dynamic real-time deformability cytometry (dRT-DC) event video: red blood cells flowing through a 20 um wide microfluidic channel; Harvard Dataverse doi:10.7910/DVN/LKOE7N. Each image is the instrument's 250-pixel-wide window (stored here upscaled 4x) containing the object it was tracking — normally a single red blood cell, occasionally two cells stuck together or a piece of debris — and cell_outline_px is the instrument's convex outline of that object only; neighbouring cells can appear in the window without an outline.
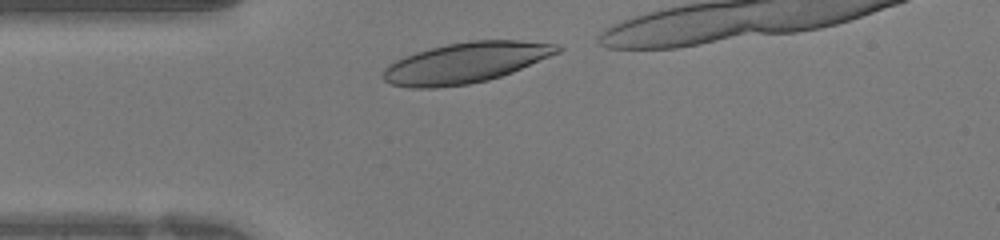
{"species": "human", "species_latin": "Homo sapiens", "temperature_condition": "warm", "stored_images_in_passage": 19, "camera_frame_rate_fps": 3000, "um_per_image_px": 0.085, "donor": {"sex": "female"}, "frame": {"image": 1, "passage_image": 1, "time_ms": 0.0, "image_size_px": [1000, 240], "cell_outline_px": [[564, 48], [560, 52], [512, 72], [488, 80], [468, 84], [436, 88], [412, 88], [392, 84], [384, 80], [384, 68], [388, 64], [404, 56], [416, 52], [448, 44], [472, 40], [520, 40], [556, 44]], "centroid_in_image_um": [39.59, 5.33], "position_along_channel_um": 45.4, "area_um2": 40.92}}
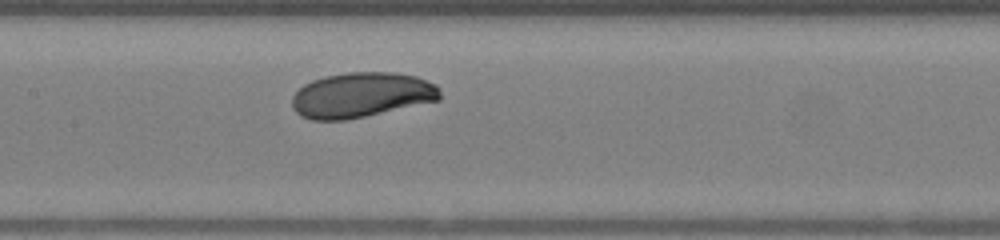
{"frame": {"image": 2, "passage_image": 10, "time_ms": 3.0, "image_size_px": [1000, 240], "cell_outline_px": [[440, 100], [364, 116], [344, 120], [312, 120], [300, 116], [292, 108], [292, 96], [304, 84], [312, 80], [324, 76], [348, 72], [396, 72], [416, 76], [436, 84], [440, 88]], "centroid_in_image_um": [30.71, 8.06], "position_along_channel_um": 176.7, "area_um2": 38.96}}
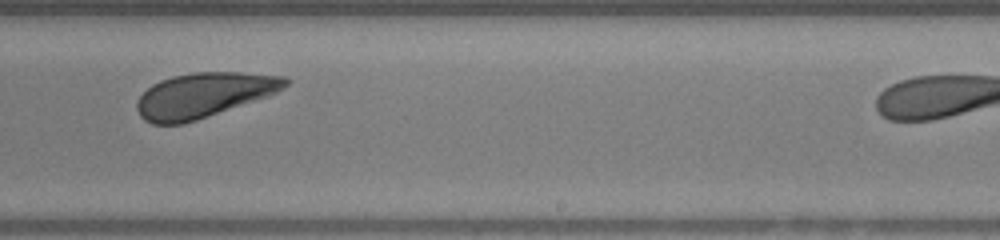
{"frame": {"image": 3, "passage_image": 16, "time_ms": 5.0, "image_size_px": [1000, 240], "cell_outline_px": [[288, 84], [276, 92], [268, 96], [184, 124], [152, 124], [144, 120], [140, 116], [136, 108], [136, 100], [152, 84], [160, 80], [172, 76], [192, 72], [240, 72], [284, 76], [288, 80]], "centroid_in_image_um": [17.27, 8.08], "position_along_channel_um": 271.7, "area_um2": 38.61}}